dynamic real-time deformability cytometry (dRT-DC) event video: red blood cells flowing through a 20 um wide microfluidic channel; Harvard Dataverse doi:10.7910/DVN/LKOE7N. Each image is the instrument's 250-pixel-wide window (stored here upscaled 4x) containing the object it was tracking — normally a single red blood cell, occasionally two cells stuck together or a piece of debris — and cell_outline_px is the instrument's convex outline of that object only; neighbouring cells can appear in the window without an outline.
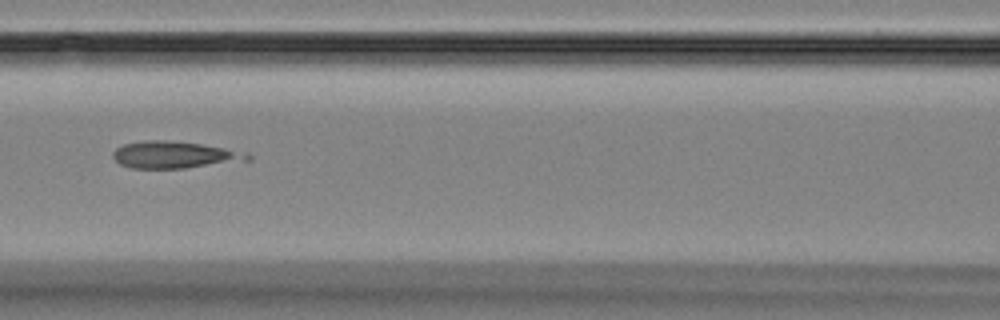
{"species": "Egyptian fruit bat (a non-hibernating species)", "species_latin": "Rousettus aegyptiacus", "temperature_condition": "room temperature", "stored_images_in_passage": 13, "camera_frame_rate_fps": 3000, "um_per_image_px": 0.085, "animal": {"sex": "female"}, "frame": {"image": 1, "passage_image": 5, "time_ms": 5.667, "image_size_px": [1000, 320], "cell_outline_px": [[252, 160], [184, 168], [132, 168], [120, 164], [112, 156], [112, 152], [116, 148], [124, 144], [144, 140], [164, 140], [200, 144], [248, 152], [252, 156]], "centroid_in_image_um": [14.85, 13.16], "position_along_channel_um": 151.8, "area_um2": 21.1}}
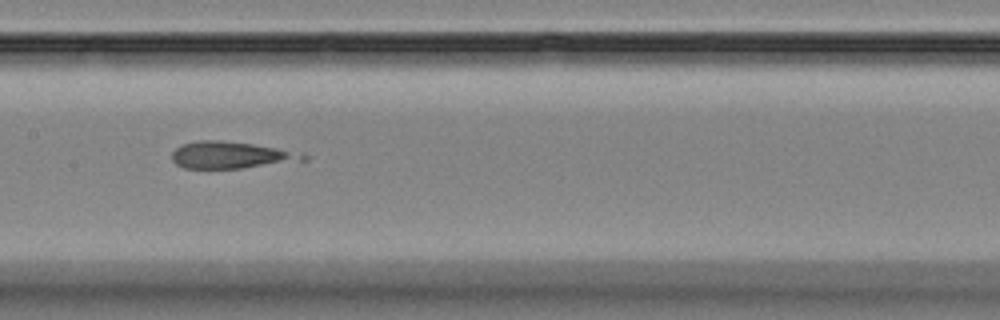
{"frame": {"image": 2, "passage_image": 6, "time_ms": 6.667, "image_size_px": [1000, 320], "cell_outline_px": [[308, 160], [244, 168], [184, 168], [176, 164], [172, 160], [172, 152], [176, 148], [184, 144], [200, 140], [220, 140], [252, 144], [304, 152], [308, 156]], "centroid_in_image_um": [19.7, 13.18], "position_along_channel_um": 187.7, "area_um2": 20.63}}
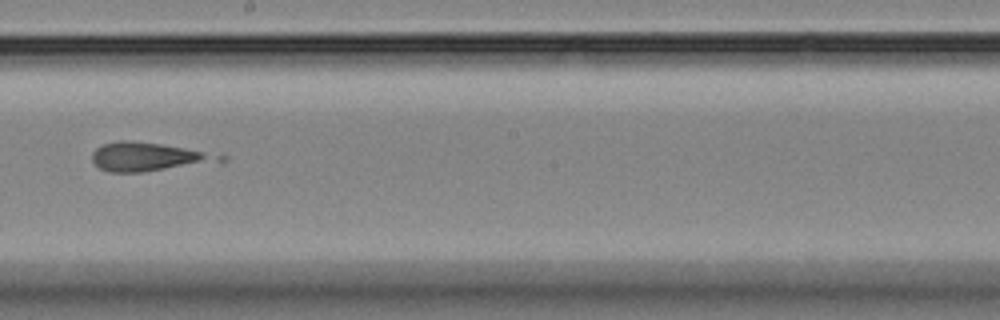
{"frame": {"image": 3, "passage_image": 7, "time_ms": 8.0, "image_size_px": [1000, 320], "cell_outline_px": [[228, 160], [224, 164], [140, 172], [108, 172], [100, 168], [92, 160], [92, 152], [96, 148], [104, 144], [120, 140], [132, 140], [160, 144], [184, 148], [228, 156]], "centroid_in_image_um": [12.78, 13.36], "position_along_channel_um": 235.4, "area_um2": 22.02}}